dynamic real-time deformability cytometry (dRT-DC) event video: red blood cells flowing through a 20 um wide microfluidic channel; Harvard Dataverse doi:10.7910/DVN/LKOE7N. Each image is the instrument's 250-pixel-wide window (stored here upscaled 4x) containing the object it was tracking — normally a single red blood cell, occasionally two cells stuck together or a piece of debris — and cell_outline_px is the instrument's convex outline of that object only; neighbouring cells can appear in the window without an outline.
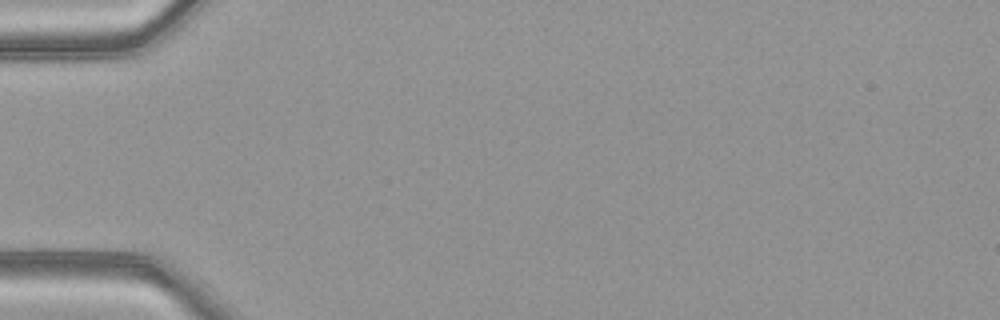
{"species": "common noctule bat (a hibernating species)", "species_latin": "Nyctalus noctula", "temperature_condition": "warm", "stored_images_in_passage": 4, "camera_frame_rate_fps": 3000, "um_per_image_px": 0.085, "animal": {"sex": "female", "body_mass_g": 21.9}, "frame": {"image": 1, "passage_image": 1, "time_ms": 0.0, "image_size_px": [1000, 320], "cell_outline_px": [[168, 288], [160, 288], [64, 280], [56, 276], [64, 264], [124, 256], [132, 256], [160, 280]], "centroid_in_image_um": [9.45, 23.17], "position_along_channel_um": 75.5, "area_um2": 15.95}}